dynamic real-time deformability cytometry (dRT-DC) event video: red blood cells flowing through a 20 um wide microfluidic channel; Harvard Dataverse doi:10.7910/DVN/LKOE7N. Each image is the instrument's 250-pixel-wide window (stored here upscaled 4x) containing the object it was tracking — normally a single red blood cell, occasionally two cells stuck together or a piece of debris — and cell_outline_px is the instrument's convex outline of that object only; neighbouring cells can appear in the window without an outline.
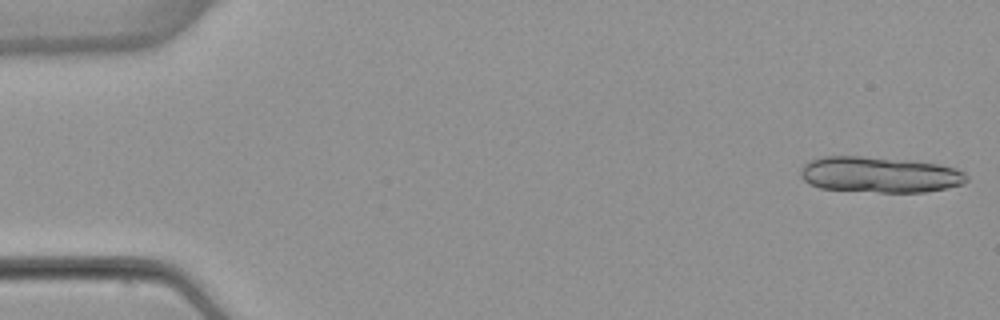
{"species": "common noctule bat (a hibernating species)", "species_latin": "Nyctalus noctula", "temperature_condition": "warm", "stored_images_in_passage": 13, "camera_frame_rate_fps": 3000, "um_per_image_px": 0.085, "animal": {"sex": "female", "body_mass_g": 22.7, "forearm_length_mm": 54.2}, "frame": {"image": 1, "passage_image": 1, "time_ms": 0.0, "image_size_px": [1000, 320], "cell_outline_px": [[968, 180], [964, 184], [924, 192], [880, 192], [820, 188], [808, 184], [800, 176], [800, 168], [808, 160], [824, 156], [860, 156], [912, 160], [940, 164], [956, 168], [964, 172], [968, 176]], "centroid_in_image_um": [74.76, 14.83], "position_along_channel_um": 10.2, "area_um2": 35.03}}